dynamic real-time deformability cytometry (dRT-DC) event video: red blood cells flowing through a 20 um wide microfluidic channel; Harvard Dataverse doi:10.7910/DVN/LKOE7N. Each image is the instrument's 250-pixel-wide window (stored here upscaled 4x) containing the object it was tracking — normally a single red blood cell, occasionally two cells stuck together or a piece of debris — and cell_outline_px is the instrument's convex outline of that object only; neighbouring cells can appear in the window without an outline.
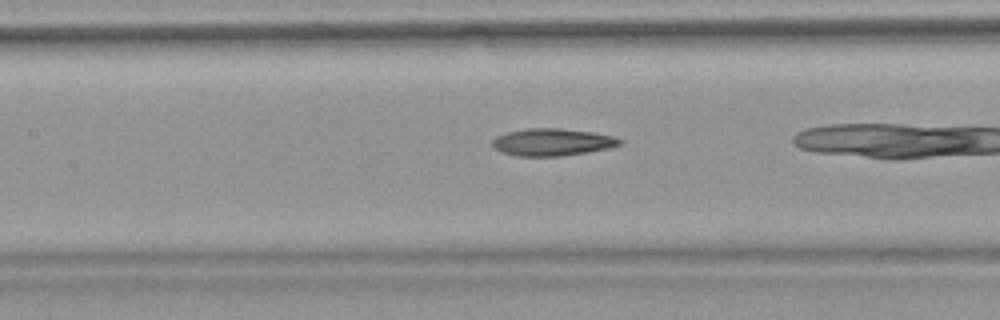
{"species": "common noctule bat (a hibernating species)", "species_latin": "Nyctalus noctula", "temperature_condition": "warm", "stored_images_in_passage": 25, "camera_frame_rate_fps": 3000, "um_per_image_px": 0.085, "animal": {"sex": "female", "body_mass_g": 18.4}, "frame": {"image": 1, "passage_image": 8, "time_ms": 2.333, "image_size_px": [1000, 320], "cell_outline_px": [[624, 140], [620, 144], [608, 148], [588, 152], [560, 156], [516, 156], [500, 152], [492, 144], [492, 140], [496, 136], [508, 132], [528, 128], [560, 128], [592, 132], [612, 136]], "centroid_in_image_um": [46.93, 12.08], "position_along_channel_um": 160.5, "area_um2": 20.17}}